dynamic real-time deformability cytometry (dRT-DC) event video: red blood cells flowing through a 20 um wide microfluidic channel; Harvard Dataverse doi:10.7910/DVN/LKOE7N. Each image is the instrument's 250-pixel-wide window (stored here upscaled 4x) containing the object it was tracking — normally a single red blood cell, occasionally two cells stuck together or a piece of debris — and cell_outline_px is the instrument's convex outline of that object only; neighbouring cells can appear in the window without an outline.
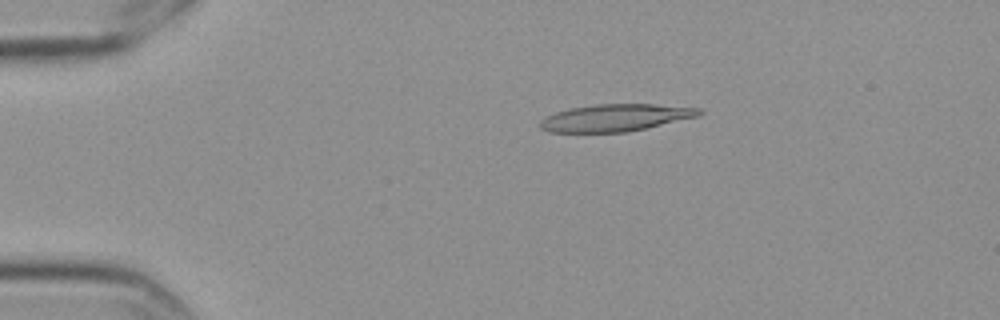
{"species": "Egyptian fruit bat (a non-hibernating species)", "species_latin": "Rousettus aegyptiacus", "temperature_condition": "cold", "stored_images_in_passage": 4, "camera_frame_rate_fps": 3000, "um_per_image_px": 0.085, "frame": {"image": 1, "passage_image": 1, "time_ms": 0.0, "image_size_px": [1000, 320], "cell_outline_px": [[704, 112], [696, 116], [628, 132], [552, 132], [540, 128], [536, 124], [540, 120], [556, 112], [572, 108], [596, 104], [652, 104], [700, 108]], "centroid_in_image_um": [52.27, 10.0], "position_along_channel_um": 32.7, "area_um2": 24.85}}
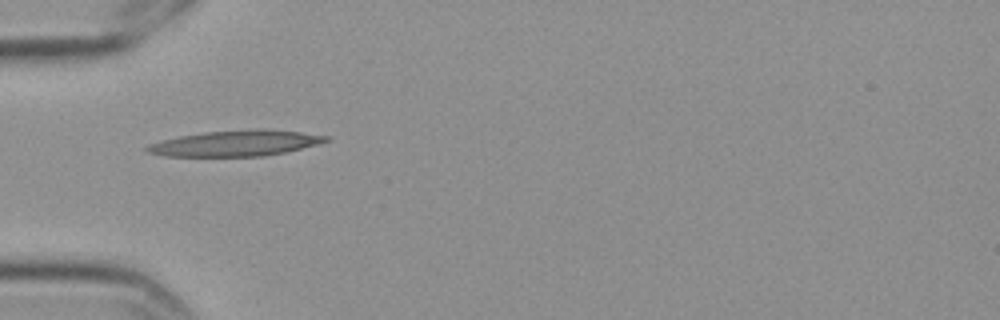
{"frame": {"image": 2, "passage_image": 3, "time_ms": 0.667, "image_size_px": [1000, 320], "cell_outline_px": [[332, 140], [320, 144], [284, 152], [264, 156], [164, 156], [148, 152], [144, 148], [148, 144], [160, 140], [180, 136], [204, 132], [256, 128], [264, 128], [300, 132], [332, 136]], "centroid_in_image_um": [20.08, 12.16], "position_along_channel_um": 64.9, "area_um2": 27.17}}
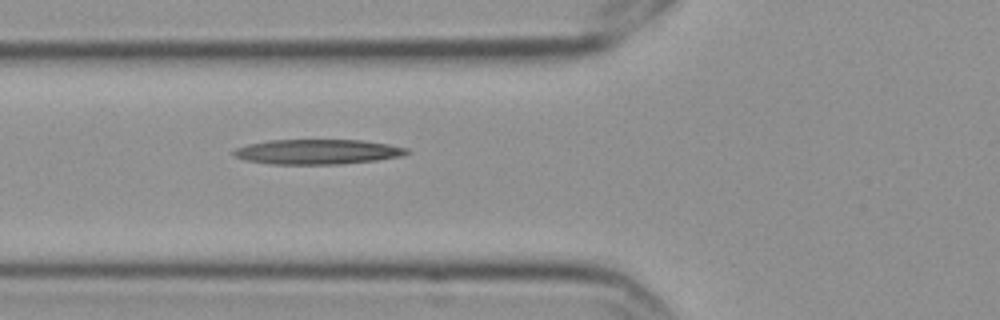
{"frame": {"image": 3, "passage_image": 4, "time_ms": 1.0, "image_size_px": [1000, 320], "cell_outline_px": [[412, 152], [400, 156], [376, 160], [340, 164], [272, 164], [244, 160], [236, 156], [232, 152], [236, 148], [248, 144], [268, 140], [360, 140], [388, 144], [408, 148]], "centroid_in_image_um": [26.99, 12.9], "position_along_channel_um": 98.8, "area_um2": 25.09}}